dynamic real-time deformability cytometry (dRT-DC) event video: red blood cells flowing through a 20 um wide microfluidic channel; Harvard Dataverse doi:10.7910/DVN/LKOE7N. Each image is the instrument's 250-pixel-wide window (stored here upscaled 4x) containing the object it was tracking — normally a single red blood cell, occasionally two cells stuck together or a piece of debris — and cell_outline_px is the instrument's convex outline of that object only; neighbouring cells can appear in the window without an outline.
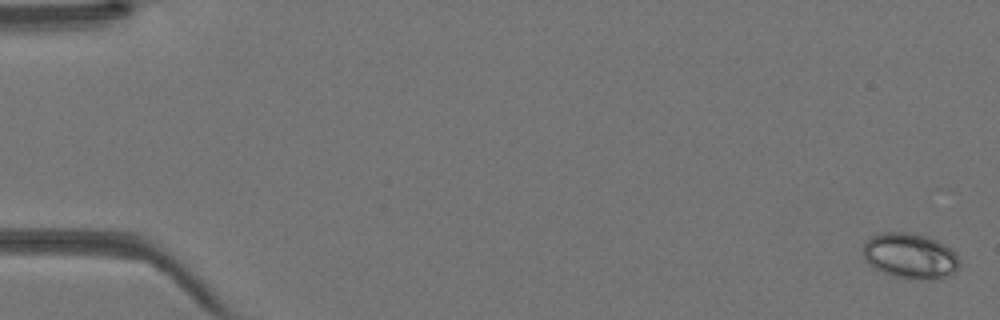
{"species": "Egyptian fruit bat (a non-hibernating species)", "species_latin": "Rousettus aegyptiacus", "temperature_condition": "warm", "stored_images_in_passage": 45, "camera_frame_rate_fps": 3000, "um_per_image_px": 0.085, "animal": {"sex": "female"}, "frame": {"image": 1, "passage_image": 1, "time_ms": 0.0, "image_size_px": [1000, 320], "cell_outline_px": [[960, 268], [952, 276], [892, 276], [876, 268], [864, 260], [864, 244], [872, 236], [880, 232], [904, 232], [928, 236], [944, 244], [960, 260]], "centroid_in_image_um": [77.35, 21.7], "position_along_channel_um": 7.6, "area_um2": 24.62}}
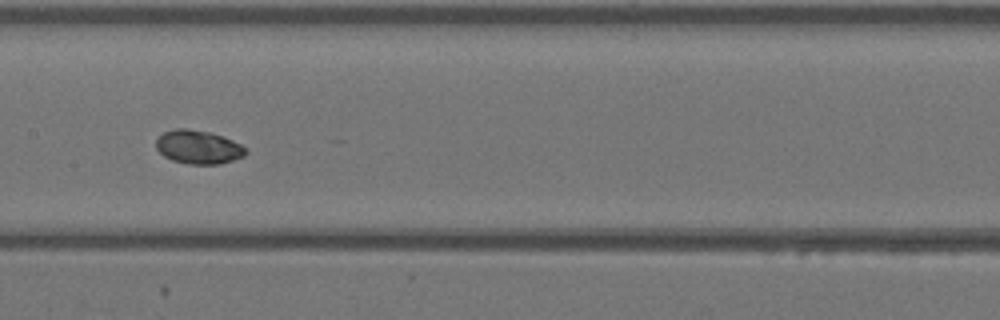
{"frame": {"image": 2, "passage_image": 23, "time_ms": 7.333, "image_size_px": [1000, 320], "cell_outline_px": [[248, 152], [244, 156], [220, 164], [188, 164], [172, 160], [164, 156], [156, 148], [156, 140], [164, 132], [176, 128], [188, 128], [208, 132], [232, 140], [248, 148]], "centroid_in_image_um": [16.87, 12.51], "position_along_channel_um": 190.5, "area_um2": 17.51}}
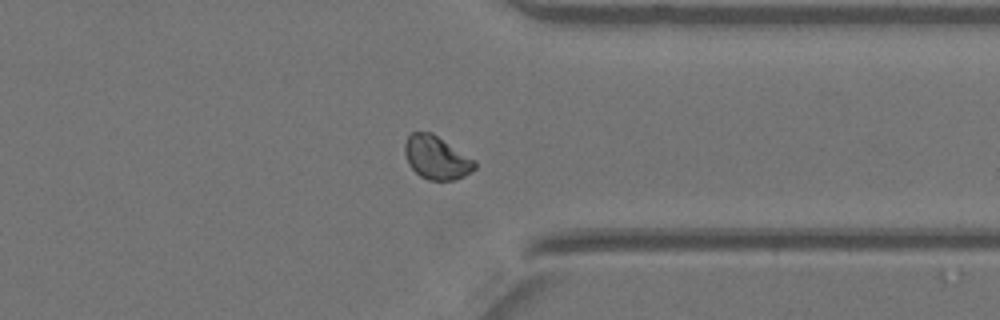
{"frame": {"image": 3, "passage_image": 35, "time_ms": 11.333, "image_size_px": [1000, 320], "cell_outline_px": [[476, 168], [464, 176], [456, 180], [428, 180], [420, 176], [408, 164], [404, 152], [404, 144], [408, 136], [412, 132], [432, 132], [476, 160]], "centroid_in_image_um": [37.1, 13.39], "position_along_channel_um": 374.3, "area_um2": 17.8}}